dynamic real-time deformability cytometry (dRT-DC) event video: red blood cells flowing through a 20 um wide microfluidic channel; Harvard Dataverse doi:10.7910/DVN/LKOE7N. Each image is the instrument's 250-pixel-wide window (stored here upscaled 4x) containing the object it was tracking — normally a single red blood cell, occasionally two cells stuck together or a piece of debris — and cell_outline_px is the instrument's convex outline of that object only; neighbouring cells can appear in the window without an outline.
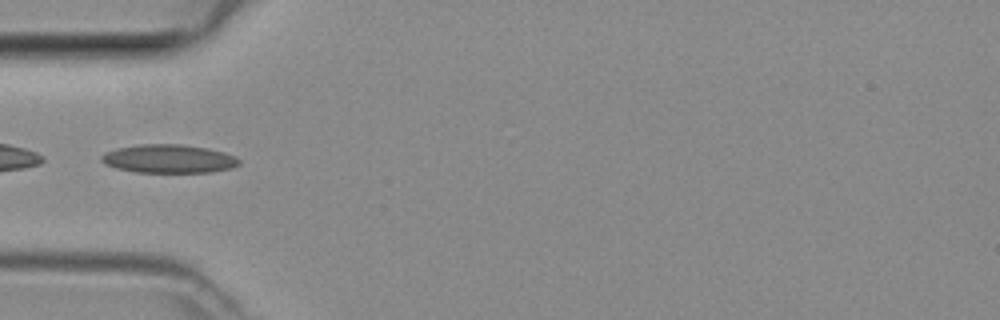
{"species": "common noctule bat (a hibernating species)", "species_latin": "Nyctalus noctula", "temperature_condition": "room temperature", "stored_images_in_passage": 41, "camera_frame_rate_fps": 3000, "um_per_image_px": 0.085, "animal": {"sex": "female", "body_mass_g": 29.2, "forearm_length_mm": 56.3}, "frame": {"image": 1, "passage_image": 14, "time_ms": 4.333, "image_size_px": [1000, 320], "cell_outline_px": [[240, 164], [232, 168], [212, 172], [136, 172], [116, 168], [104, 164], [100, 160], [100, 156], [104, 152], [116, 148], [140, 144], [180, 144], [208, 148], [224, 152], [236, 156], [240, 160]], "centroid_in_image_um": [14.34, 13.49], "position_along_channel_um": 70.7, "area_um2": 23.06}}
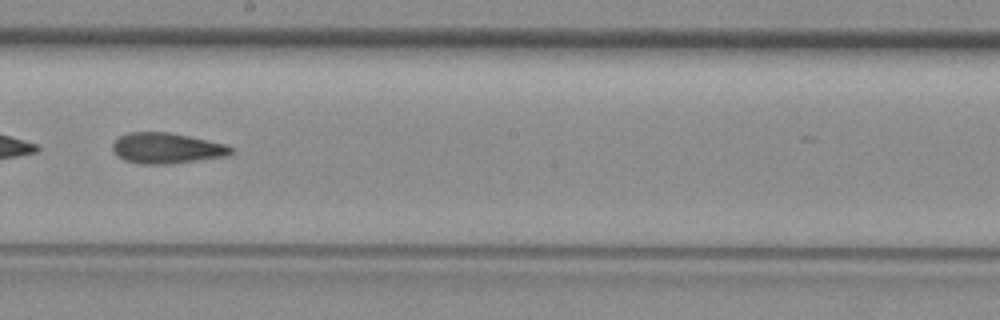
{"frame": {"image": 2, "passage_image": 25, "time_ms": 8.0, "image_size_px": [1000, 320], "cell_outline_px": [[232, 152], [228, 156], [172, 164], [140, 164], [124, 160], [112, 148], [112, 144], [120, 136], [128, 132], [168, 132], [188, 136], [224, 144], [232, 148]], "centroid_in_image_um": [14.16, 12.6], "position_along_channel_um": 234.0, "area_um2": 20.98}}
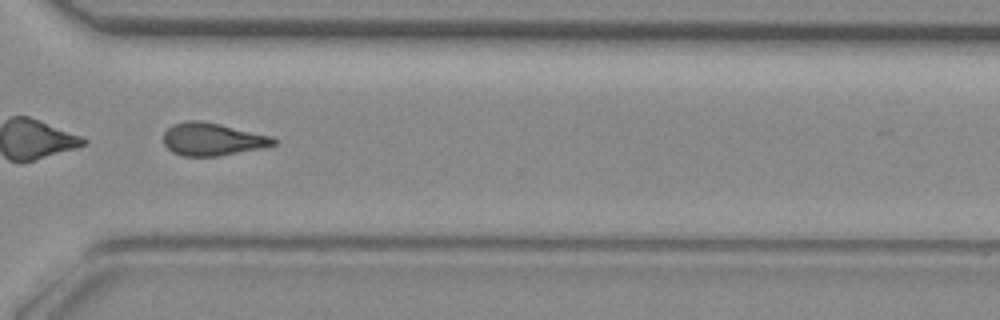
{"frame": {"image": 3, "passage_image": 33, "time_ms": 10.667, "image_size_px": [1000, 320], "cell_outline_px": [[276, 144], [264, 148], [216, 156], [184, 156], [172, 152], [164, 144], [164, 132], [172, 124], [188, 120], [200, 120], [220, 124], [272, 136], [276, 140]], "centroid_in_image_um": [18.05, 11.83], "position_along_channel_um": 352.5, "area_um2": 20.98}}